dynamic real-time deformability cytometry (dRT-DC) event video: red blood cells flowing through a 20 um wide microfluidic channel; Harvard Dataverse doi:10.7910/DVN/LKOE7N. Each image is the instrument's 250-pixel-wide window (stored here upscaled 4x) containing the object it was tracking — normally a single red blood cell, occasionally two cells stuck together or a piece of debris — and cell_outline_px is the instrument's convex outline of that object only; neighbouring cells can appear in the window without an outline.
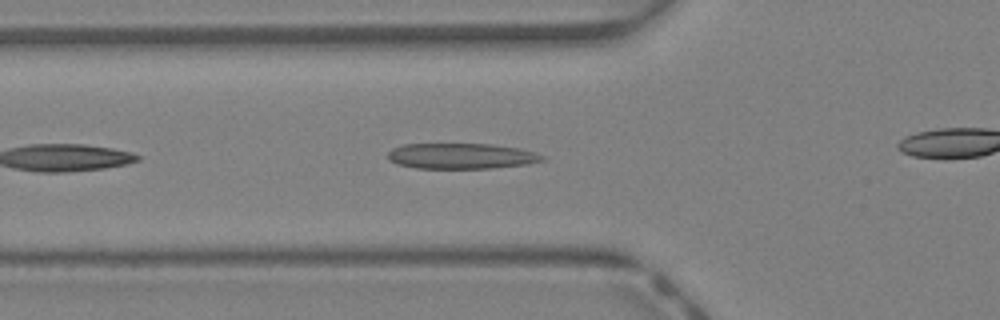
{"species": "Egyptian fruit bat (a non-hibernating species)", "species_latin": "Rousettus aegyptiacus", "temperature_condition": "warm", "stored_images_in_passage": 13, "camera_frame_rate_fps": 3000, "um_per_image_px": 0.085, "animal": {"sex": "female"}, "frame": {"image": 1, "passage_image": 4, "time_ms": 1.0, "image_size_px": [1000, 320], "cell_outline_px": [[544, 160], [528, 164], [492, 168], [416, 168], [396, 164], [388, 160], [388, 152], [392, 148], [404, 144], [492, 144], [520, 148], [544, 156]], "centroid_in_image_um": [39.17, 13.26], "position_along_channel_um": 86.6, "area_um2": 23.06}}
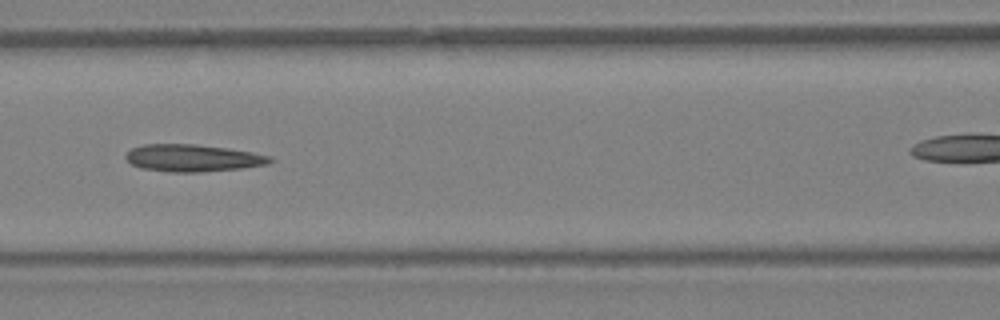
{"frame": {"image": 2, "passage_image": 8, "time_ms": 2.333, "image_size_px": [1000, 320], "cell_outline_px": [[276, 160], [268, 164], [240, 168], [200, 172], [168, 172], [140, 168], [132, 164], [124, 156], [132, 148], [144, 144], [196, 144], [228, 148], [252, 152], [272, 156]], "centroid_in_image_um": [16.41, 13.43], "position_along_channel_um": 150.2, "area_um2": 22.95}}